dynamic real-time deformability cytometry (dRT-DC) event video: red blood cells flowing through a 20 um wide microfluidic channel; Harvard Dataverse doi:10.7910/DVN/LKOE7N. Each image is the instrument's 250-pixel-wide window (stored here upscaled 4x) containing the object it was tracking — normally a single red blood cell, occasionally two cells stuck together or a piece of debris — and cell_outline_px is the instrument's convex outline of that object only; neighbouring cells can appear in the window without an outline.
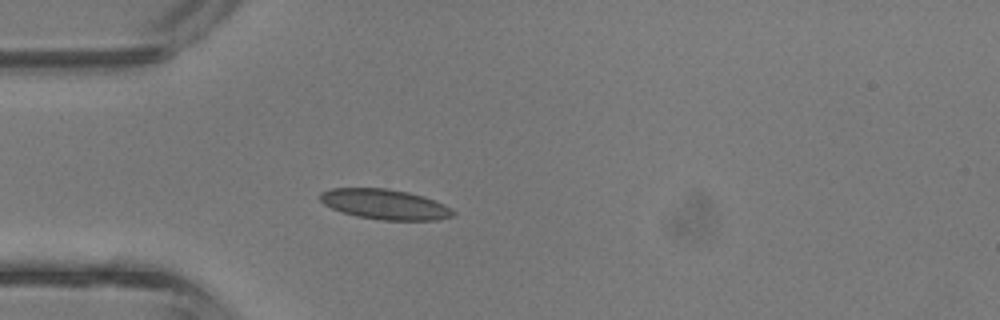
{"species": "common noctule bat (a hibernating species)", "species_latin": "Nyctalus noctula", "temperature_condition": "room temperature", "stored_images_in_passage": 35, "camera_frame_rate_fps": 3000, "um_per_image_px": 0.085, "animal": {"sex": "male", "body_mass_g": 13.3}, "frame": {"image": 1, "passage_image": 5, "time_ms": 1.333, "image_size_px": [1000, 320], "cell_outline_px": [[456, 216], [436, 220], [380, 220], [356, 216], [332, 208], [324, 204], [320, 200], [320, 192], [332, 188], [388, 188], [408, 192], [424, 196], [436, 200], [452, 208], [456, 212]], "centroid_in_image_um": [32.77, 17.36], "position_along_channel_um": 52.2, "area_um2": 23.58}}
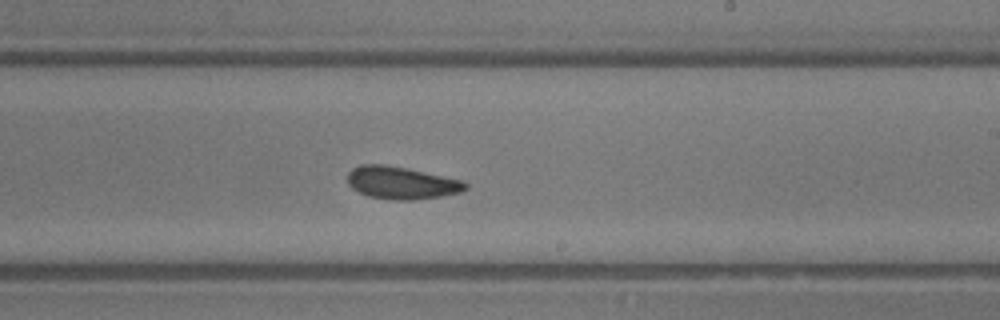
{"frame": {"image": 2, "passage_image": 18, "time_ms": 5.667, "image_size_px": [1000, 320], "cell_outline_px": [[468, 188], [460, 192], [440, 196], [416, 200], [392, 200], [368, 196], [352, 188], [348, 184], [348, 172], [352, 168], [360, 164], [384, 164], [408, 168], [464, 180], [468, 184]], "centroid_in_image_um": [34.13, 15.53], "position_along_channel_um": 254.9, "area_um2": 22.54}}
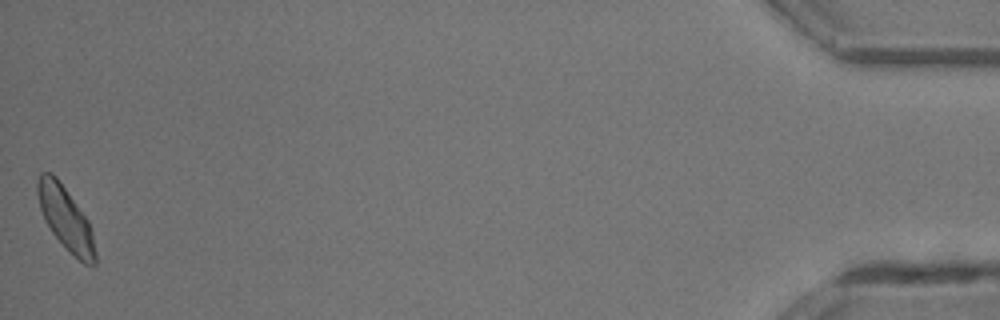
{"frame": {"image": 3, "passage_image": 35, "time_ms": 11.333, "image_size_px": [1000, 320], "cell_outline_px": [[96, 264], [84, 264], [52, 232], [44, 220], [40, 208], [36, 192], [36, 184], [40, 172], [52, 172], [56, 176], [88, 220], [92, 228], [96, 252]], "centroid_in_image_um": [5.57, 18.52], "position_along_channel_um": 429.6, "area_um2": 20.98}, "authors_computed_cell_mechanics": {"area_um2": 22.0796, "velocity_mm_per_s": 4.8803, "shape_relaxation_time_tau1_ms": 4.4201, "shape_relaxation_time_tau2_ms": 1.7609, "deformation_change_tau1": 0.1052, "deformation_change_tau2": 0.0759}}